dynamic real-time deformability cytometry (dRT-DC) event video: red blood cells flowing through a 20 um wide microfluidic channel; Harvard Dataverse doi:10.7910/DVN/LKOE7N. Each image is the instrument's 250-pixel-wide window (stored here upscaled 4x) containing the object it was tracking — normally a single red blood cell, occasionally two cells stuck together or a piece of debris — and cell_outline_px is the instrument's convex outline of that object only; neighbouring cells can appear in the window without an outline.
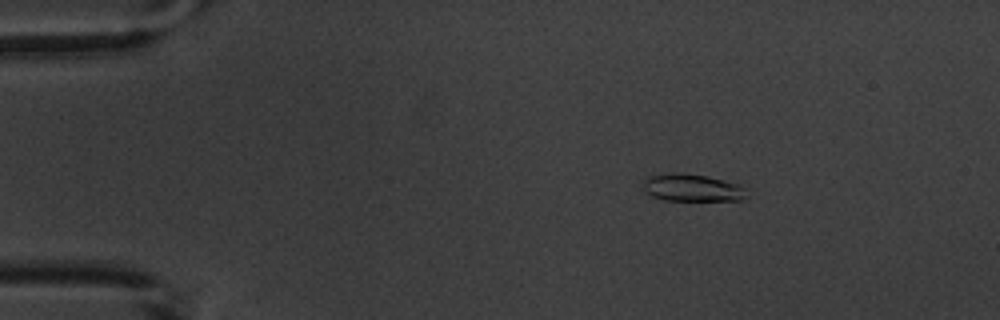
{"species": "common noctule bat (a hibernating species)", "species_latin": "Nyctalus noctula", "temperature_condition": "warm", "stored_images_in_passage": 7, "camera_frame_rate_fps": 3000, "um_per_image_px": 0.085, "animal": {"sex": "male", "body_mass_g": 20.1, "forearm_length_mm": 53.5}, "frame": {"image": 1, "passage_image": 3, "time_ms": 2.333, "image_size_px": [1000, 320], "cell_outline_px": [[748, 196], [740, 200], [664, 200], [652, 196], [644, 188], [644, 180], [648, 176], [672, 172], [680, 172], [708, 176], [740, 184], [744, 188]], "centroid_in_image_um": [58.86, 15.94], "position_along_channel_um": 26.1, "area_um2": 16.53}}